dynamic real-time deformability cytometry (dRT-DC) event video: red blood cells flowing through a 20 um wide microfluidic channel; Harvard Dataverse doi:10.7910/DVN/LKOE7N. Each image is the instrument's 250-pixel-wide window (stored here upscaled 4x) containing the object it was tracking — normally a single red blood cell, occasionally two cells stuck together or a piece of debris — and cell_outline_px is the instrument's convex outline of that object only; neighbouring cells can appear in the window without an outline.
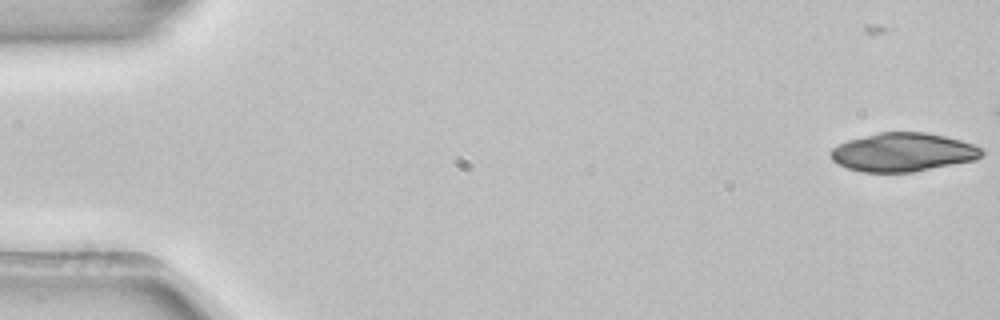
{"species": "common noctule bat (a hibernating species)", "species_latin": "Nyctalus noctula", "temperature_condition": "room temperature", "stored_images_in_passage": 4, "camera_frame_rate_fps": 3000, "um_per_image_px": 0.085, "animal": {"sex": "female", "body_mass_g": 22.7, "forearm_length_mm": 54.2}, "frame": {"image": 1, "passage_image": 4, "time_ms": 1.0, "image_size_px": [1000, 320], "cell_outline_px": [[984, 152], [976, 160], [912, 172], [860, 172], [848, 168], [832, 160], [828, 152], [832, 148], [848, 140], [880, 132], [924, 132], [944, 136], [960, 140], [984, 148]], "centroid_in_image_um": [76.75, 12.94], "position_along_channel_um": 8.2, "area_um2": 33.93}}